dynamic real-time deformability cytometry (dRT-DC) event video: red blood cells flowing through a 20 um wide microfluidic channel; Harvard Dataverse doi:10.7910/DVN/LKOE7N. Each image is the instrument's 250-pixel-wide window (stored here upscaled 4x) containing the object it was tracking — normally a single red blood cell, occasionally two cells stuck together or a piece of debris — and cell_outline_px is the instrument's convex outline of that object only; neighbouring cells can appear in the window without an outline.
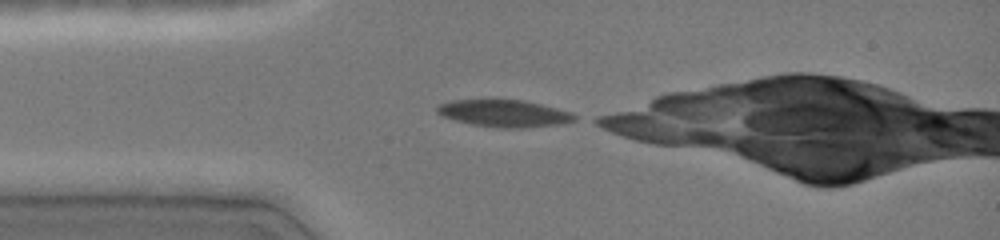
{"species": "common noctule bat (a hibernating species)", "species_latin": "Nyctalus noctula", "temperature_condition": "cold", "stored_images_in_passage": 7, "camera_frame_rate_fps": 3000, "um_per_image_px": 0.085, "animal": {"sex": "female", "body_mass_g": 19.0, "forearm_length_mm": 51.5}, "frame": {"image": 1, "passage_image": 1, "time_ms": 0.0, "image_size_px": [1000, 240], "cell_outline_px": [[580, 116], [576, 120], [564, 124], [524, 128], [496, 128], [472, 124], [456, 120], [444, 116], [436, 112], [436, 108], [440, 104], [452, 100], [488, 96], [524, 100], [572, 112]], "centroid_in_image_um": [42.87, 9.59], "position_along_channel_um": 42.1, "area_um2": 22.83}}